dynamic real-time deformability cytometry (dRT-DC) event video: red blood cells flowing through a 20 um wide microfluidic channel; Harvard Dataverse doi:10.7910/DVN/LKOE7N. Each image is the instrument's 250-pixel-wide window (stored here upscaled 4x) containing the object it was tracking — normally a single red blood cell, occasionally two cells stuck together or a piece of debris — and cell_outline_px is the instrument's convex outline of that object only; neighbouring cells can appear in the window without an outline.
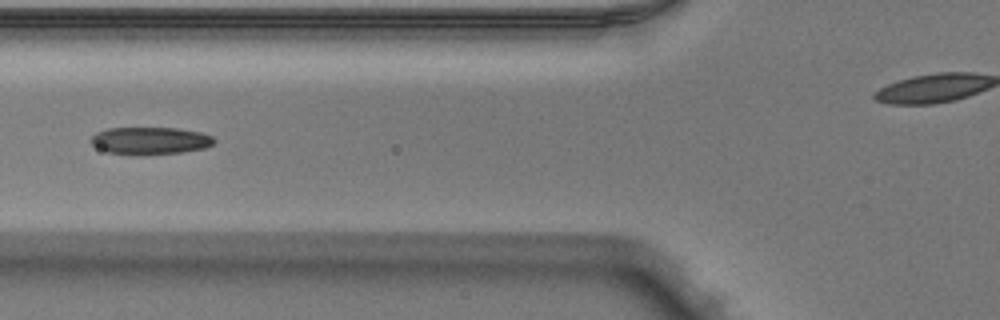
{"species": "Egyptian fruit bat (a non-hibernating species)", "species_latin": "Rousettus aegyptiacus", "temperature_condition": "warm", "stored_images_in_passage": 18, "camera_frame_rate_fps": 3000, "um_per_image_px": 0.085, "animal": {"sex": "male"}, "frame": {"image": 1, "passage_image": 8, "time_ms": 2.333, "image_size_px": [1000, 320], "cell_outline_px": [[216, 140], [212, 144], [204, 148], [180, 152], [108, 152], [92, 144], [88, 140], [96, 132], [108, 128], [176, 128], [200, 132], [212, 136]], "centroid_in_image_um": [12.77, 11.9], "position_along_channel_um": 113.0, "area_um2": 18.67}}
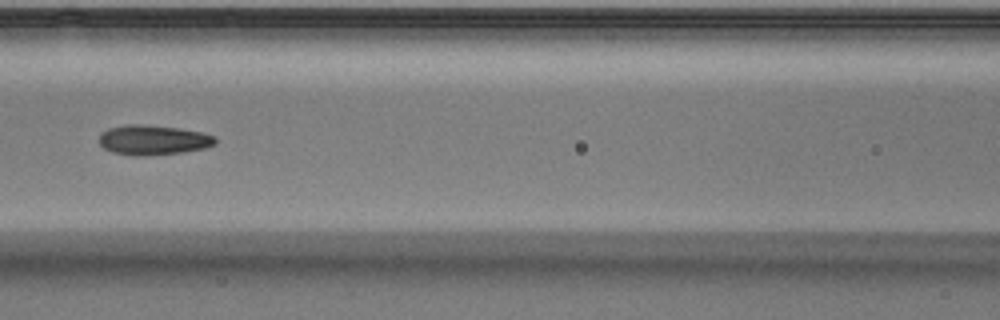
{"frame": {"image": 2, "passage_image": 11, "time_ms": 3.333, "image_size_px": [1000, 320], "cell_outline_px": [[216, 144], [204, 148], [184, 152], [144, 156], [132, 156], [112, 152], [104, 148], [100, 144], [100, 132], [108, 128], [128, 124], [140, 124], [176, 128], [200, 132], [216, 136]], "centroid_in_image_um": [13.0, 11.91], "position_along_channel_um": 153.6, "area_um2": 20.23}}